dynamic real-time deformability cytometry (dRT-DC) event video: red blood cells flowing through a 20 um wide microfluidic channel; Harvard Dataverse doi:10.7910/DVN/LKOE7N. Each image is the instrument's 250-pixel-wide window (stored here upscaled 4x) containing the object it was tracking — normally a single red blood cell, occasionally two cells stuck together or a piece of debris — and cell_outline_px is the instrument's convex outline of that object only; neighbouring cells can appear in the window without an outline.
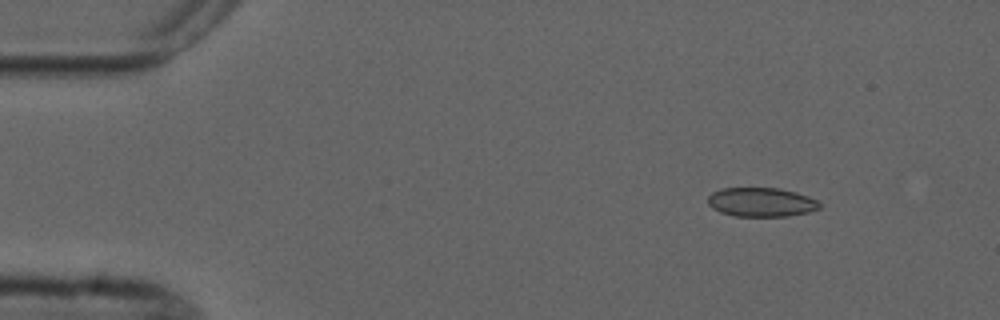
{"species": "common noctule bat (a hibernating species)", "species_latin": "Nyctalus noctula", "temperature_condition": "cold", "stored_images_in_passage": 3, "camera_frame_rate_fps": 3000, "um_per_image_px": 0.085, "animal": {"sex": "male", "forearm_length_mm": 52.5}, "frame": {"image": 1, "passage_image": 1, "time_ms": 0.0, "image_size_px": [1000, 320], "cell_outline_px": [[820, 208], [808, 212], [788, 216], [736, 216], [720, 212], [712, 208], [708, 204], [708, 196], [712, 192], [724, 188], [780, 188], [796, 192], [808, 196], [816, 200], [820, 204]], "centroid_in_image_um": [64.7, 17.18], "position_along_channel_um": 20.3, "area_um2": 18.9}}
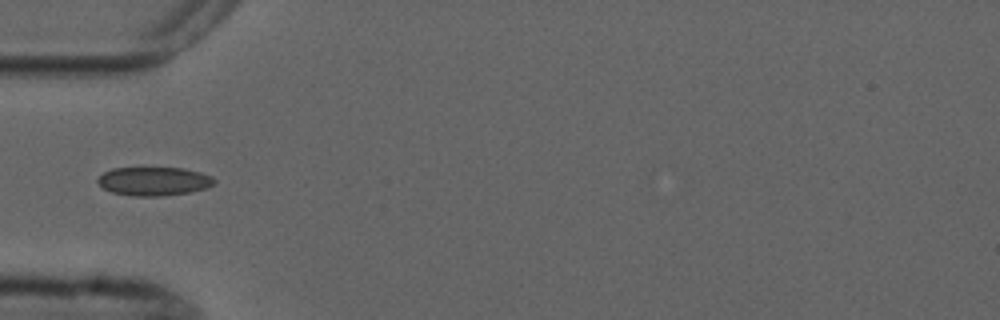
{"frame": {"image": 2, "passage_image": 3, "time_ms": 3.667, "image_size_px": [1000, 320], "cell_outline_px": [[216, 184], [204, 188], [188, 192], [160, 196], [132, 196], [112, 192], [104, 188], [96, 180], [104, 172], [112, 168], [184, 168], [200, 172], [212, 176], [216, 180]], "centroid_in_image_um": [13.09, 15.4], "position_along_channel_um": 71.9, "area_um2": 19.36}}